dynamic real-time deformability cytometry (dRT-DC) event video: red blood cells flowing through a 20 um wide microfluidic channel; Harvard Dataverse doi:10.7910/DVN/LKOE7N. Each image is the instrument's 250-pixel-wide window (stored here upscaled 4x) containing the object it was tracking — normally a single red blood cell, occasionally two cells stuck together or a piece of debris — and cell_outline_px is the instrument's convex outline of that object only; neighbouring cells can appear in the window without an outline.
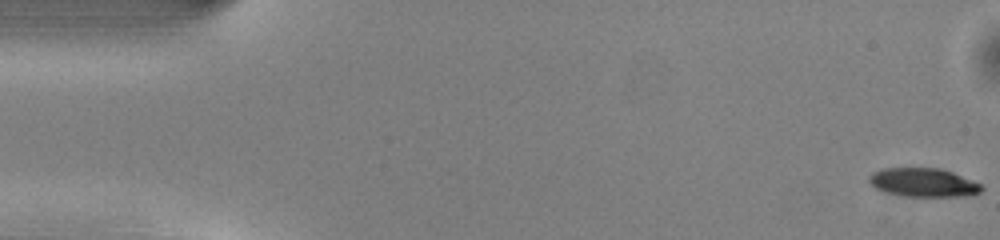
{"species": "common noctule bat (a hibernating species)", "species_latin": "Nyctalus noctula", "temperature_condition": "warm", "stored_images_in_passage": 51, "camera_frame_rate_fps": 3000, "um_per_image_px": 0.085, "animal": {"sex": "male", "body_mass_g": 13.0, "forearm_length_mm": 53.1}, "frame": {"image": 1, "passage_image": 1, "time_ms": 0.0, "image_size_px": [1000, 240], "cell_outline_px": [[984, 188], [980, 192], [968, 196], [908, 196], [888, 192], [876, 188], [868, 180], [868, 176], [872, 172], [884, 168], [940, 168], [952, 172], [972, 180], [980, 184]], "centroid_in_image_um": [78.49, 15.5], "position_along_channel_um": 6.5, "area_um2": 18.61}}
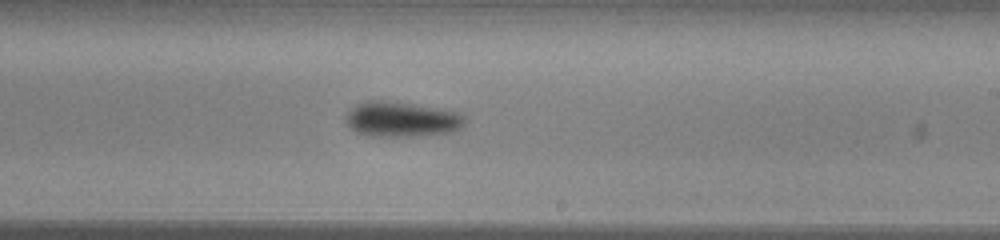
{"frame": {"image": 2, "passage_image": 30, "time_ms": 9.667, "image_size_px": [1000, 240], "cell_outline_px": [[468, 116], [464, 124], [460, 128], [452, 132], [420, 136], [368, 136], [356, 132], [344, 120], [344, 116], [356, 104], [364, 100], [388, 100], [416, 104], [440, 108], [460, 112]], "centroid_in_image_um": [34.16, 10.12], "position_along_channel_um": 254.8, "area_um2": 24.97}}
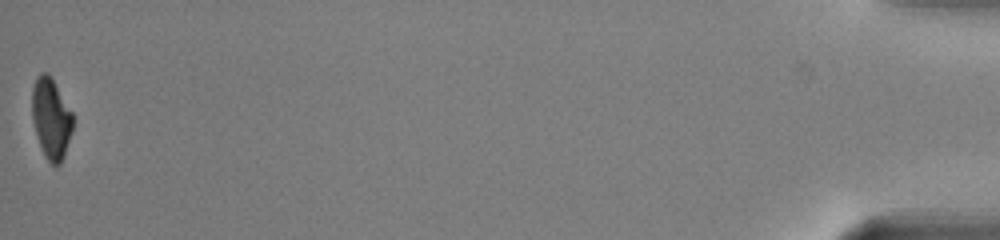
{"frame": {"image": 3, "passage_image": 51, "time_ms": 16.667, "image_size_px": [1000, 240], "cell_outline_px": [[72, 132], [64, 156], [60, 164], [56, 168], [44, 156], [36, 136], [32, 120], [32, 88], [36, 76], [40, 72], [48, 72], [72, 112]], "centroid_in_image_um": [4.32, 10.08], "position_along_channel_um": 430.9, "area_um2": 19.31}, "authors_computed_cell_mechanics": {"area_um2": 21.964, "velocity_mm_per_s": 4.0439, "shape_relaxation_time_tau1_ms": 2.225, "shape_relaxation_time_tau2_ms": null, "deformation_change_tau1": 0.1179, "deformation_change_tau2": null}}